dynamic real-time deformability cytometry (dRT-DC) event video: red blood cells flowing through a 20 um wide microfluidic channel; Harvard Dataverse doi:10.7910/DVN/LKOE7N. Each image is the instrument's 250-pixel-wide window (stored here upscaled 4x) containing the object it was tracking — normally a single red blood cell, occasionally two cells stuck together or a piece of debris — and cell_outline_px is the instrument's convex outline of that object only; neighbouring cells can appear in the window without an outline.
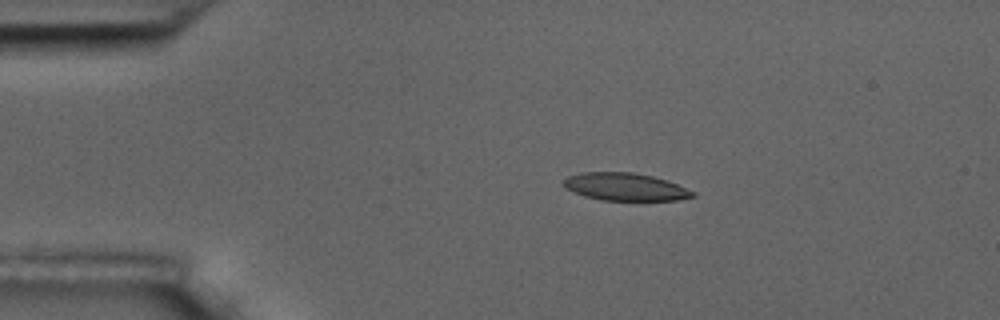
{"species": "common noctule bat (a hibernating species)", "species_latin": "Nyctalus noctula", "temperature_condition": "room temperature", "stored_images_in_passage": 5, "camera_frame_rate_fps": 3000, "um_per_image_px": 0.085, "animal": {"sex": "male", "body_mass_g": 17.5, "forearm_length_mm": 52.3}, "frame": {"image": 1, "passage_image": 4, "time_ms": 3.333, "image_size_px": [1000, 320], "cell_outline_px": [[696, 196], [676, 200], [600, 200], [584, 196], [572, 192], [564, 188], [560, 184], [568, 176], [580, 172], [632, 172], [652, 176], [668, 180], [696, 192]], "centroid_in_image_um": [53.11, 15.88], "position_along_channel_um": 31.9, "area_um2": 21.04}}